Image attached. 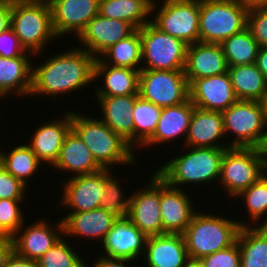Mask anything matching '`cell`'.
<instances>
[{
  "mask_svg": "<svg viewBox=\"0 0 267 267\" xmlns=\"http://www.w3.org/2000/svg\"><path fill=\"white\" fill-rule=\"evenodd\" d=\"M99 58L110 66L128 67L140 71L142 69L140 31L137 29L126 39L117 42Z\"/></svg>",
  "mask_w": 267,
  "mask_h": 267,
  "instance_id": "obj_34",
  "label": "cell"
},
{
  "mask_svg": "<svg viewBox=\"0 0 267 267\" xmlns=\"http://www.w3.org/2000/svg\"><path fill=\"white\" fill-rule=\"evenodd\" d=\"M204 267H240L241 256L238 242L200 259Z\"/></svg>",
  "mask_w": 267,
  "mask_h": 267,
  "instance_id": "obj_41",
  "label": "cell"
},
{
  "mask_svg": "<svg viewBox=\"0 0 267 267\" xmlns=\"http://www.w3.org/2000/svg\"><path fill=\"white\" fill-rule=\"evenodd\" d=\"M100 0H58L52 7V24L57 37L75 33L77 37L87 23L99 14Z\"/></svg>",
  "mask_w": 267,
  "mask_h": 267,
  "instance_id": "obj_19",
  "label": "cell"
},
{
  "mask_svg": "<svg viewBox=\"0 0 267 267\" xmlns=\"http://www.w3.org/2000/svg\"><path fill=\"white\" fill-rule=\"evenodd\" d=\"M189 91L193 105L207 111H225L238 100L227 72L195 79Z\"/></svg>",
  "mask_w": 267,
  "mask_h": 267,
  "instance_id": "obj_18",
  "label": "cell"
},
{
  "mask_svg": "<svg viewBox=\"0 0 267 267\" xmlns=\"http://www.w3.org/2000/svg\"><path fill=\"white\" fill-rule=\"evenodd\" d=\"M64 116L52 119L45 124H39L33 136H30V143H26L37 156L38 160L49 166H53L58 159L60 149L63 145L65 136L71 129V112H64Z\"/></svg>",
  "mask_w": 267,
  "mask_h": 267,
  "instance_id": "obj_21",
  "label": "cell"
},
{
  "mask_svg": "<svg viewBox=\"0 0 267 267\" xmlns=\"http://www.w3.org/2000/svg\"><path fill=\"white\" fill-rule=\"evenodd\" d=\"M27 188L0 164V199H26Z\"/></svg>",
  "mask_w": 267,
  "mask_h": 267,
  "instance_id": "obj_43",
  "label": "cell"
},
{
  "mask_svg": "<svg viewBox=\"0 0 267 267\" xmlns=\"http://www.w3.org/2000/svg\"><path fill=\"white\" fill-rule=\"evenodd\" d=\"M246 203V210L249 215V223L253 226L267 228V174L265 173L256 183L240 192L236 197ZM265 218V219H264ZM262 222L260 224V221ZM252 222V223H251ZM256 224V225H255Z\"/></svg>",
  "mask_w": 267,
  "mask_h": 267,
  "instance_id": "obj_37",
  "label": "cell"
},
{
  "mask_svg": "<svg viewBox=\"0 0 267 267\" xmlns=\"http://www.w3.org/2000/svg\"><path fill=\"white\" fill-rule=\"evenodd\" d=\"M27 1L52 7L58 0H27Z\"/></svg>",
  "mask_w": 267,
  "mask_h": 267,
  "instance_id": "obj_53",
  "label": "cell"
},
{
  "mask_svg": "<svg viewBox=\"0 0 267 267\" xmlns=\"http://www.w3.org/2000/svg\"><path fill=\"white\" fill-rule=\"evenodd\" d=\"M185 147L187 153L172 157L153 172L175 188H181L188 183L189 185H205L210 182L214 184V181L217 183L222 157L227 148Z\"/></svg>",
  "mask_w": 267,
  "mask_h": 267,
  "instance_id": "obj_3",
  "label": "cell"
},
{
  "mask_svg": "<svg viewBox=\"0 0 267 267\" xmlns=\"http://www.w3.org/2000/svg\"><path fill=\"white\" fill-rule=\"evenodd\" d=\"M63 235L75 238L85 237L102 242L105 235L117 220L115 216L102 208L85 212H69L62 219Z\"/></svg>",
  "mask_w": 267,
  "mask_h": 267,
  "instance_id": "obj_25",
  "label": "cell"
},
{
  "mask_svg": "<svg viewBox=\"0 0 267 267\" xmlns=\"http://www.w3.org/2000/svg\"><path fill=\"white\" fill-rule=\"evenodd\" d=\"M144 254L146 267H185L189 260L183 234L148 236Z\"/></svg>",
  "mask_w": 267,
  "mask_h": 267,
  "instance_id": "obj_22",
  "label": "cell"
},
{
  "mask_svg": "<svg viewBox=\"0 0 267 267\" xmlns=\"http://www.w3.org/2000/svg\"><path fill=\"white\" fill-rule=\"evenodd\" d=\"M61 203L70 212H85L100 208L105 193V169L95 173L70 177L63 181Z\"/></svg>",
  "mask_w": 267,
  "mask_h": 267,
  "instance_id": "obj_13",
  "label": "cell"
},
{
  "mask_svg": "<svg viewBox=\"0 0 267 267\" xmlns=\"http://www.w3.org/2000/svg\"><path fill=\"white\" fill-rule=\"evenodd\" d=\"M99 256L100 257L97 258V260L95 261V263H93V265H90L89 262H86V267H128L130 264L135 262L134 260H129V259L108 258L100 254Z\"/></svg>",
  "mask_w": 267,
  "mask_h": 267,
  "instance_id": "obj_45",
  "label": "cell"
},
{
  "mask_svg": "<svg viewBox=\"0 0 267 267\" xmlns=\"http://www.w3.org/2000/svg\"><path fill=\"white\" fill-rule=\"evenodd\" d=\"M240 267H267V228L242 226L238 232Z\"/></svg>",
  "mask_w": 267,
  "mask_h": 267,
  "instance_id": "obj_32",
  "label": "cell"
},
{
  "mask_svg": "<svg viewBox=\"0 0 267 267\" xmlns=\"http://www.w3.org/2000/svg\"><path fill=\"white\" fill-rule=\"evenodd\" d=\"M257 149L259 151L260 157L263 159L265 167L267 168V126L260 145L257 147Z\"/></svg>",
  "mask_w": 267,
  "mask_h": 267,
  "instance_id": "obj_50",
  "label": "cell"
},
{
  "mask_svg": "<svg viewBox=\"0 0 267 267\" xmlns=\"http://www.w3.org/2000/svg\"><path fill=\"white\" fill-rule=\"evenodd\" d=\"M227 73L238 100L259 101L267 89V80L256 64L229 66Z\"/></svg>",
  "mask_w": 267,
  "mask_h": 267,
  "instance_id": "obj_30",
  "label": "cell"
},
{
  "mask_svg": "<svg viewBox=\"0 0 267 267\" xmlns=\"http://www.w3.org/2000/svg\"><path fill=\"white\" fill-rule=\"evenodd\" d=\"M71 111V128L89 148L96 162L104 169L123 164H137L135 149L120 135L110 130L101 119ZM114 165V166H113Z\"/></svg>",
  "mask_w": 267,
  "mask_h": 267,
  "instance_id": "obj_2",
  "label": "cell"
},
{
  "mask_svg": "<svg viewBox=\"0 0 267 267\" xmlns=\"http://www.w3.org/2000/svg\"><path fill=\"white\" fill-rule=\"evenodd\" d=\"M247 28L260 47L267 46V7L248 9Z\"/></svg>",
  "mask_w": 267,
  "mask_h": 267,
  "instance_id": "obj_42",
  "label": "cell"
},
{
  "mask_svg": "<svg viewBox=\"0 0 267 267\" xmlns=\"http://www.w3.org/2000/svg\"><path fill=\"white\" fill-rule=\"evenodd\" d=\"M191 199L183 187H172L160 178V212L163 234L184 233L197 212Z\"/></svg>",
  "mask_w": 267,
  "mask_h": 267,
  "instance_id": "obj_16",
  "label": "cell"
},
{
  "mask_svg": "<svg viewBox=\"0 0 267 267\" xmlns=\"http://www.w3.org/2000/svg\"><path fill=\"white\" fill-rule=\"evenodd\" d=\"M265 173L267 168L257 148L230 147L222 157L218 185L226 190L227 197L235 198Z\"/></svg>",
  "mask_w": 267,
  "mask_h": 267,
  "instance_id": "obj_7",
  "label": "cell"
},
{
  "mask_svg": "<svg viewBox=\"0 0 267 267\" xmlns=\"http://www.w3.org/2000/svg\"><path fill=\"white\" fill-rule=\"evenodd\" d=\"M139 70L114 67L95 59L94 81L103 77V85L95 88V97L127 96L139 94Z\"/></svg>",
  "mask_w": 267,
  "mask_h": 267,
  "instance_id": "obj_26",
  "label": "cell"
},
{
  "mask_svg": "<svg viewBox=\"0 0 267 267\" xmlns=\"http://www.w3.org/2000/svg\"><path fill=\"white\" fill-rule=\"evenodd\" d=\"M194 107L189 98L179 105L162 108L153 135L141 146V149L162 143L164 145V143L172 142L177 137L180 138L181 135L187 136Z\"/></svg>",
  "mask_w": 267,
  "mask_h": 267,
  "instance_id": "obj_28",
  "label": "cell"
},
{
  "mask_svg": "<svg viewBox=\"0 0 267 267\" xmlns=\"http://www.w3.org/2000/svg\"><path fill=\"white\" fill-rule=\"evenodd\" d=\"M260 106L262 108V114H263V119L264 122L267 126V89L262 95L261 99L259 100Z\"/></svg>",
  "mask_w": 267,
  "mask_h": 267,
  "instance_id": "obj_52",
  "label": "cell"
},
{
  "mask_svg": "<svg viewBox=\"0 0 267 267\" xmlns=\"http://www.w3.org/2000/svg\"><path fill=\"white\" fill-rule=\"evenodd\" d=\"M162 108L138 96L132 117L134 121V148L141 147L154 133Z\"/></svg>",
  "mask_w": 267,
  "mask_h": 267,
  "instance_id": "obj_36",
  "label": "cell"
},
{
  "mask_svg": "<svg viewBox=\"0 0 267 267\" xmlns=\"http://www.w3.org/2000/svg\"><path fill=\"white\" fill-rule=\"evenodd\" d=\"M24 54L15 58L0 56V100L11 93L30 95L32 87V56ZM31 56V57H29Z\"/></svg>",
  "mask_w": 267,
  "mask_h": 267,
  "instance_id": "obj_29",
  "label": "cell"
},
{
  "mask_svg": "<svg viewBox=\"0 0 267 267\" xmlns=\"http://www.w3.org/2000/svg\"><path fill=\"white\" fill-rule=\"evenodd\" d=\"M63 235L56 243L37 260L38 267H86L85 259Z\"/></svg>",
  "mask_w": 267,
  "mask_h": 267,
  "instance_id": "obj_39",
  "label": "cell"
},
{
  "mask_svg": "<svg viewBox=\"0 0 267 267\" xmlns=\"http://www.w3.org/2000/svg\"><path fill=\"white\" fill-rule=\"evenodd\" d=\"M147 236L142 233L128 217L117 218L113 227L105 235L103 241L104 256L136 260L144 255ZM141 256V258L139 257Z\"/></svg>",
  "mask_w": 267,
  "mask_h": 267,
  "instance_id": "obj_17",
  "label": "cell"
},
{
  "mask_svg": "<svg viewBox=\"0 0 267 267\" xmlns=\"http://www.w3.org/2000/svg\"><path fill=\"white\" fill-rule=\"evenodd\" d=\"M6 267H38L37 261L19 256L15 252L9 257Z\"/></svg>",
  "mask_w": 267,
  "mask_h": 267,
  "instance_id": "obj_48",
  "label": "cell"
},
{
  "mask_svg": "<svg viewBox=\"0 0 267 267\" xmlns=\"http://www.w3.org/2000/svg\"><path fill=\"white\" fill-rule=\"evenodd\" d=\"M222 137H226L222 113L194 107L183 145L187 147L230 148L229 144L221 143ZM219 139L221 144L218 142Z\"/></svg>",
  "mask_w": 267,
  "mask_h": 267,
  "instance_id": "obj_23",
  "label": "cell"
},
{
  "mask_svg": "<svg viewBox=\"0 0 267 267\" xmlns=\"http://www.w3.org/2000/svg\"><path fill=\"white\" fill-rule=\"evenodd\" d=\"M156 4L153 0L151 15L158 10L151 21L155 27L187 45L200 42V0H163L159 9Z\"/></svg>",
  "mask_w": 267,
  "mask_h": 267,
  "instance_id": "obj_9",
  "label": "cell"
},
{
  "mask_svg": "<svg viewBox=\"0 0 267 267\" xmlns=\"http://www.w3.org/2000/svg\"><path fill=\"white\" fill-rule=\"evenodd\" d=\"M39 220L36 223H30L25 229L23 223L20 229L11 237L14 252L19 256L34 261L44 255L63 236L61 219L54 224H50L49 220ZM21 228L23 229L21 230Z\"/></svg>",
  "mask_w": 267,
  "mask_h": 267,
  "instance_id": "obj_15",
  "label": "cell"
},
{
  "mask_svg": "<svg viewBox=\"0 0 267 267\" xmlns=\"http://www.w3.org/2000/svg\"><path fill=\"white\" fill-rule=\"evenodd\" d=\"M147 186L129 197L128 218L147 237L163 234L160 212V177L154 172Z\"/></svg>",
  "mask_w": 267,
  "mask_h": 267,
  "instance_id": "obj_12",
  "label": "cell"
},
{
  "mask_svg": "<svg viewBox=\"0 0 267 267\" xmlns=\"http://www.w3.org/2000/svg\"><path fill=\"white\" fill-rule=\"evenodd\" d=\"M74 176L95 173L103 168L96 162L89 148L71 128L65 136L58 159L52 166Z\"/></svg>",
  "mask_w": 267,
  "mask_h": 267,
  "instance_id": "obj_27",
  "label": "cell"
},
{
  "mask_svg": "<svg viewBox=\"0 0 267 267\" xmlns=\"http://www.w3.org/2000/svg\"><path fill=\"white\" fill-rule=\"evenodd\" d=\"M248 6L242 0H200V42L221 43L247 27Z\"/></svg>",
  "mask_w": 267,
  "mask_h": 267,
  "instance_id": "obj_6",
  "label": "cell"
},
{
  "mask_svg": "<svg viewBox=\"0 0 267 267\" xmlns=\"http://www.w3.org/2000/svg\"><path fill=\"white\" fill-rule=\"evenodd\" d=\"M14 252L12 238L5 237L0 240V267H6L9 257Z\"/></svg>",
  "mask_w": 267,
  "mask_h": 267,
  "instance_id": "obj_47",
  "label": "cell"
},
{
  "mask_svg": "<svg viewBox=\"0 0 267 267\" xmlns=\"http://www.w3.org/2000/svg\"><path fill=\"white\" fill-rule=\"evenodd\" d=\"M228 67L219 43L196 42L188 45L184 73L189 85L195 79L226 73Z\"/></svg>",
  "mask_w": 267,
  "mask_h": 267,
  "instance_id": "obj_20",
  "label": "cell"
},
{
  "mask_svg": "<svg viewBox=\"0 0 267 267\" xmlns=\"http://www.w3.org/2000/svg\"><path fill=\"white\" fill-rule=\"evenodd\" d=\"M255 64L267 80V46L259 48Z\"/></svg>",
  "mask_w": 267,
  "mask_h": 267,
  "instance_id": "obj_49",
  "label": "cell"
},
{
  "mask_svg": "<svg viewBox=\"0 0 267 267\" xmlns=\"http://www.w3.org/2000/svg\"><path fill=\"white\" fill-rule=\"evenodd\" d=\"M10 27L24 49L34 55L41 54L49 42L58 38L52 24L51 7L27 0H11Z\"/></svg>",
  "mask_w": 267,
  "mask_h": 267,
  "instance_id": "obj_5",
  "label": "cell"
},
{
  "mask_svg": "<svg viewBox=\"0 0 267 267\" xmlns=\"http://www.w3.org/2000/svg\"><path fill=\"white\" fill-rule=\"evenodd\" d=\"M24 54H31L27 52L19 38L16 36L10 27L4 32L0 33V56L6 58H15Z\"/></svg>",
  "mask_w": 267,
  "mask_h": 267,
  "instance_id": "obj_44",
  "label": "cell"
},
{
  "mask_svg": "<svg viewBox=\"0 0 267 267\" xmlns=\"http://www.w3.org/2000/svg\"><path fill=\"white\" fill-rule=\"evenodd\" d=\"M25 199H0V232L11 238L23 225L21 206Z\"/></svg>",
  "mask_w": 267,
  "mask_h": 267,
  "instance_id": "obj_40",
  "label": "cell"
},
{
  "mask_svg": "<svg viewBox=\"0 0 267 267\" xmlns=\"http://www.w3.org/2000/svg\"><path fill=\"white\" fill-rule=\"evenodd\" d=\"M139 96L161 108L186 102L190 91L184 70L141 69Z\"/></svg>",
  "mask_w": 267,
  "mask_h": 267,
  "instance_id": "obj_11",
  "label": "cell"
},
{
  "mask_svg": "<svg viewBox=\"0 0 267 267\" xmlns=\"http://www.w3.org/2000/svg\"><path fill=\"white\" fill-rule=\"evenodd\" d=\"M244 221L204 212H196L183 233L189 259L200 260L236 242Z\"/></svg>",
  "mask_w": 267,
  "mask_h": 267,
  "instance_id": "obj_4",
  "label": "cell"
},
{
  "mask_svg": "<svg viewBox=\"0 0 267 267\" xmlns=\"http://www.w3.org/2000/svg\"><path fill=\"white\" fill-rule=\"evenodd\" d=\"M113 169H105V193L100 198V208L106 210L116 218H125L129 211V198L125 196L120 186L119 177L112 175ZM119 179V180H118ZM125 197V198H124Z\"/></svg>",
  "mask_w": 267,
  "mask_h": 267,
  "instance_id": "obj_38",
  "label": "cell"
},
{
  "mask_svg": "<svg viewBox=\"0 0 267 267\" xmlns=\"http://www.w3.org/2000/svg\"><path fill=\"white\" fill-rule=\"evenodd\" d=\"M11 0H0V33L10 28Z\"/></svg>",
  "mask_w": 267,
  "mask_h": 267,
  "instance_id": "obj_46",
  "label": "cell"
},
{
  "mask_svg": "<svg viewBox=\"0 0 267 267\" xmlns=\"http://www.w3.org/2000/svg\"><path fill=\"white\" fill-rule=\"evenodd\" d=\"M185 267H204V265L200 260L189 259L186 262Z\"/></svg>",
  "mask_w": 267,
  "mask_h": 267,
  "instance_id": "obj_54",
  "label": "cell"
},
{
  "mask_svg": "<svg viewBox=\"0 0 267 267\" xmlns=\"http://www.w3.org/2000/svg\"><path fill=\"white\" fill-rule=\"evenodd\" d=\"M220 45L228 66L256 63L260 46L247 27L223 40Z\"/></svg>",
  "mask_w": 267,
  "mask_h": 267,
  "instance_id": "obj_35",
  "label": "cell"
},
{
  "mask_svg": "<svg viewBox=\"0 0 267 267\" xmlns=\"http://www.w3.org/2000/svg\"><path fill=\"white\" fill-rule=\"evenodd\" d=\"M0 164L13 177L29 187V180L40 170L42 163L27 144L21 143L10 152L7 150V153L0 150Z\"/></svg>",
  "mask_w": 267,
  "mask_h": 267,
  "instance_id": "obj_33",
  "label": "cell"
},
{
  "mask_svg": "<svg viewBox=\"0 0 267 267\" xmlns=\"http://www.w3.org/2000/svg\"><path fill=\"white\" fill-rule=\"evenodd\" d=\"M153 0H100L99 14L110 19L129 22L136 29L151 22Z\"/></svg>",
  "mask_w": 267,
  "mask_h": 267,
  "instance_id": "obj_31",
  "label": "cell"
},
{
  "mask_svg": "<svg viewBox=\"0 0 267 267\" xmlns=\"http://www.w3.org/2000/svg\"><path fill=\"white\" fill-rule=\"evenodd\" d=\"M136 30L129 22L106 18L98 14L87 23L77 38L84 50L95 58H99L107 49L126 39Z\"/></svg>",
  "mask_w": 267,
  "mask_h": 267,
  "instance_id": "obj_14",
  "label": "cell"
},
{
  "mask_svg": "<svg viewBox=\"0 0 267 267\" xmlns=\"http://www.w3.org/2000/svg\"><path fill=\"white\" fill-rule=\"evenodd\" d=\"M5 238V236L0 232V240Z\"/></svg>",
  "mask_w": 267,
  "mask_h": 267,
  "instance_id": "obj_55",
  "label": "cell"
},
{
  "mask_svg": "<svg viewBox=\"0 0 267 267\" xmlns=\"http://www.w3.org/2000/svg\"><path fill=\"white\" fill-rule=\"evenodd\" d=\"M142 50V69L184 70L188 45L160 31L151 22L138 29Z\"/></svg>",
  "mask_w": 267,
  "mask_h": 267,
  "instance_id": "obj_8",
  "label": "cell"
},
{
  "mask_svg": "<svg viewBox=\"0 0 267 267\" xmlns=\"http://www.w3.org/2000/svg\"><path fill=\"white\" fill-rule=\"evenodd\" d=\"M139 94L127 96L96 97L103 112L100 119L114 133L120 135L134 148V121L132 112Z\"/></svg>",
  "mask_w": 267,
  "mask_h": 267,
  "instance_id": "obj_24",
  "label": "cell"
},
{
  "mask_svg": "<svg viewBox=\"0 0 267 267\" xmlns=\"http://www.w3.org/2000/svg\"><path fill=\"white\" fill-rule=\"evenodd\" d=\"M249 9L267 7V0H242Z\"/></svg>",
  "mask_w": 267,
  "mask_h": 267,
  "instance_id": "obj_51",
  "label": "cell"
},
{
  "mask_svg": "<svg viewBox=\"0 0 267 267\" xmlns=\"http://www.w3.org/2000/svg\"><path fill=\"white\" fill-rule=\"evenodd\" d=\"M95 57L78 48L52 54L40 65H32L30 96H56L76 92L94 81Z\"/></svg>",
  "mask_w": 267,
  "mask_h": 267,
  "instance_id": "obj_1",
  "label": "cell"
},
{
  "mask_svg": "<svg viewBox=\"0 0 267 267\" xmlns=\"http://www.w3.org/2000/svg\"><path fill=\"white\" fill-rule=\"evenodd\" d=\"M221 113L225 135L234 136L228 143L230 147L257 148L260 145L266 124L259 101L237 100Z\"/></svg>",
  "mask_w": 267,
  "mask_h": 267,
  "instance_id": "obj_10",
  "label": "cell"
}]
</instances>
